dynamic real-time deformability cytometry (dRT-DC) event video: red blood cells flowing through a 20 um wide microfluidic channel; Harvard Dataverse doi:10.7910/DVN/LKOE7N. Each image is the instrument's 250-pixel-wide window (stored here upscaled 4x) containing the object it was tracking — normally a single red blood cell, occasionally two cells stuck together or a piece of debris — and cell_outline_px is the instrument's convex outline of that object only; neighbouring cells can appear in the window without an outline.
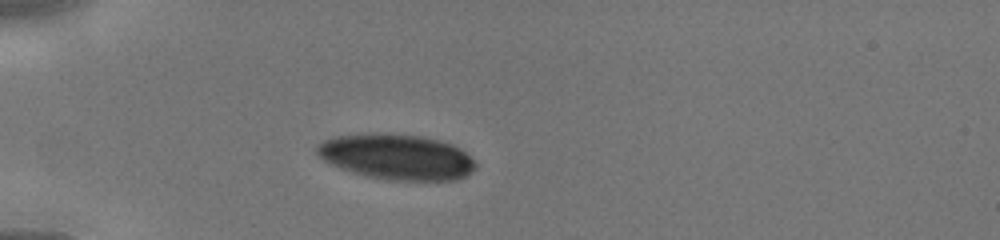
{"species": "human", "species_latin": "Homo sapiens", "temperature_condition": "cold", "stored_images_in_passage": 32, "camera_frame_rate_fps": 3000, "um_per_image_px": 0.085, "donor": {"sex": "male"}, "frame": {"image": 1, "passage_image": 1, "time_ms": 0.0, "image_size_px": [1000, 240], "cell_outline_px": [[476, 168], [472, 172], [456, 180], [384, 180], [352, 172], [340, 168], [324, 160], [316, 152], [316, 144], [324, 140], [336, 136], [372, 132], [420, 136], [440, 140], [452, 144], [460, 148], [476, 160]], "centroid_in_image_um": [33.73, 13.33], "position_along_channel_um": 51.3, "area_um2": 42.31}}
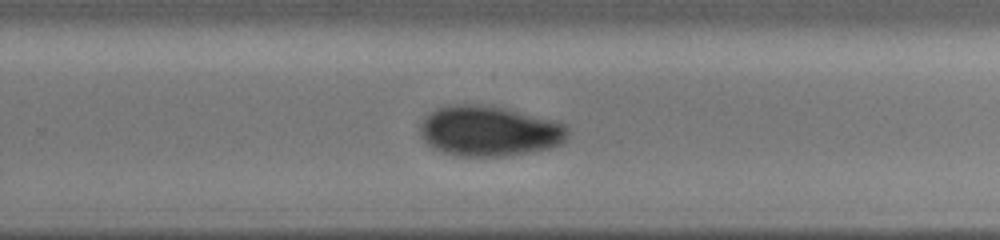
{"frame": {"image": 2, "passage_image": 18, "time_ms": 5.667, "image_size_px": [1000, 240], "cell_outline_px": [[568, 140], [564, 144], [532, 152], [504, 156], [456, 156], [432, 148], [420, 136], [420, 124], [436, 108], [448, 104], [492, 104], [508, 108], [552, 120], [564, 124], [568, 128]], "centroid_in_image_um": [41.61, 11.13], "position_along_channel_um": 288.2, "area_um2": 43.87}}
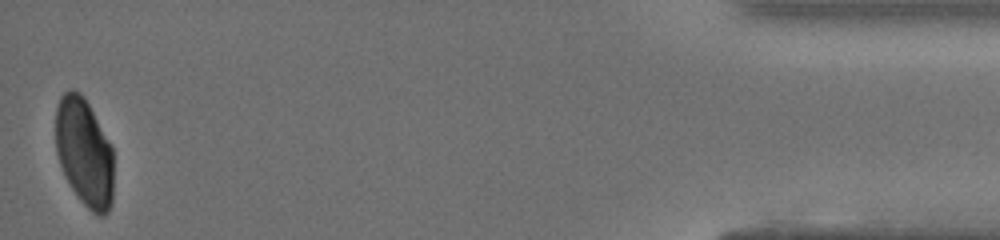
{"frame": {"image": 3, "passage_image": 32, "time_ms": 10.333, "image_size_px": [1000, 240], "cell_outline_px": [[112, 204], [108, 212], [104, 216], [100, 216], [92, 212], [80, 200], [72, 188], [60, 164], [56, 152], [56, 108], [60, 96], [68, 88], [72, 88], [80, 92], [84, 96], [112, 144]], "centroid_in_image_um": [7.17, 12.91], "position_along_channel_um": 428.0, "area_um2": 36.7}}